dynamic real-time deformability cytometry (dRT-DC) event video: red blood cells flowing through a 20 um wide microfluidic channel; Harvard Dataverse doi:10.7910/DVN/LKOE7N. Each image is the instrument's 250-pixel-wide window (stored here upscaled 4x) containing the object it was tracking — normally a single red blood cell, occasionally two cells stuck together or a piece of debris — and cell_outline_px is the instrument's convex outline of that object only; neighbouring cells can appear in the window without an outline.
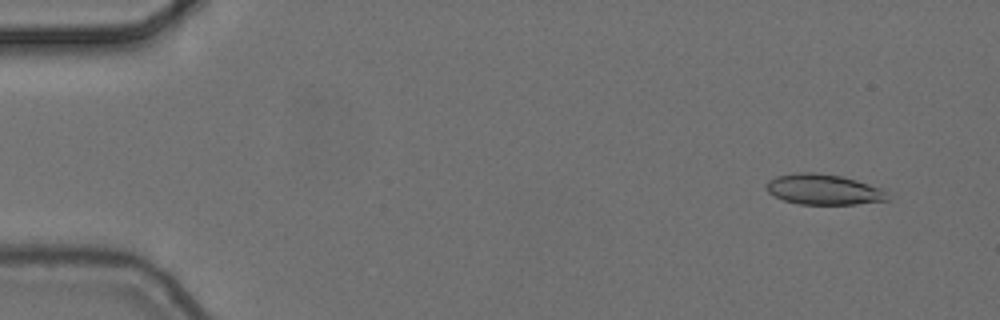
{"species": "common noctule bat (a hibernating species)", "species_latin": "Nyctalus noctula", "temperature_condition": "cold", "stored_images_in_passage": 4, "camera_frame_rate_fps": 3000, "um_per_image_px": 0.085, "animal": {"sex": "female", "body_mass_g": 24.6, "forearm_length_mm": 56.2}, "frame": {"image": 1, "passage_image": 2, "time_ms": 0.333, "image_size_px": [1000, 320], "cell_outline_px": [[888, 200], [856, 204], [800, 204], [784, 200], [768, 192], [764, 188], [764, 184], [768, 180], [776, 176], [796, 172], [816, 172], [840, 176], [856, 180], [880, 188], [884, 192]], "centroid_in_image_um": [69.92, 16.09], "position_along_channel_um": 15.1, "area_um2": 21.39}}